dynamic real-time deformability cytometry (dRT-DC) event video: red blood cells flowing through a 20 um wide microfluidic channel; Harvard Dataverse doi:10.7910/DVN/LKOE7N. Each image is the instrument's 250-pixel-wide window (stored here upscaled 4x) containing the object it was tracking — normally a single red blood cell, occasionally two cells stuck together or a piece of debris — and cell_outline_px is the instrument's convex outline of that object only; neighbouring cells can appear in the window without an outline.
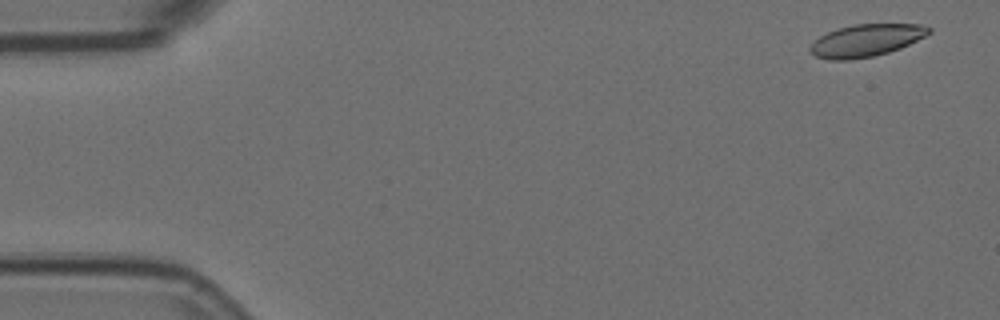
{"species": "Egyptian fruit bat (a non-hibernating species)", "species_latin": "Rousettus aegyptiacus", "temperature_condition": "room temperature", "stored_images_in_passage": 5, "camera_frame_rate_fps": 3000, "um_per_image_px": 0.085, "animal": {"sex": "female"}, "frame": {"image": 1, "passage_image": 1, "time_ms": 0.0, "image_size_px": [1000, 320], "cell_outline_px": [[932, 32], [900, 48], [888, 52], [872, 56], [848, 60], [828, 60], [816, 56], [808, 48], [820, 36], [828, 32], [852, 24], [920, 24], [932, 28]], "centroid_in_image_um": [73.62, 3.43], "position_along_channel_um": 11.4, "area_um2": 22.08}}
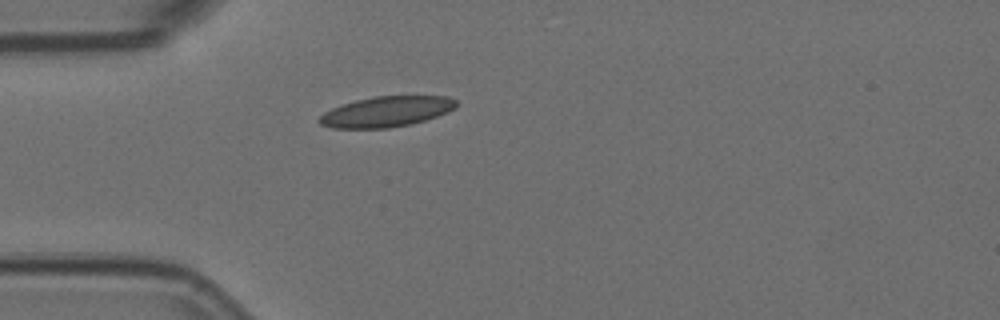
{"frame": {"image": 2, "passage_image": 5, "time_ms": 1.333, "image_size_px": [1000, 320], "cell_outline_px": [[456, 108], [448, 112], [412, 124], [388, 128], [332, 128], [320, 124], [316, 120], [324, 112], [340, 104], [372, 96], [448, 96], [456, 100]], "centroid_in_image_um": [32.81, 9.49], "position_along_channel_um": 52.2, "area_um2": 24.45}}